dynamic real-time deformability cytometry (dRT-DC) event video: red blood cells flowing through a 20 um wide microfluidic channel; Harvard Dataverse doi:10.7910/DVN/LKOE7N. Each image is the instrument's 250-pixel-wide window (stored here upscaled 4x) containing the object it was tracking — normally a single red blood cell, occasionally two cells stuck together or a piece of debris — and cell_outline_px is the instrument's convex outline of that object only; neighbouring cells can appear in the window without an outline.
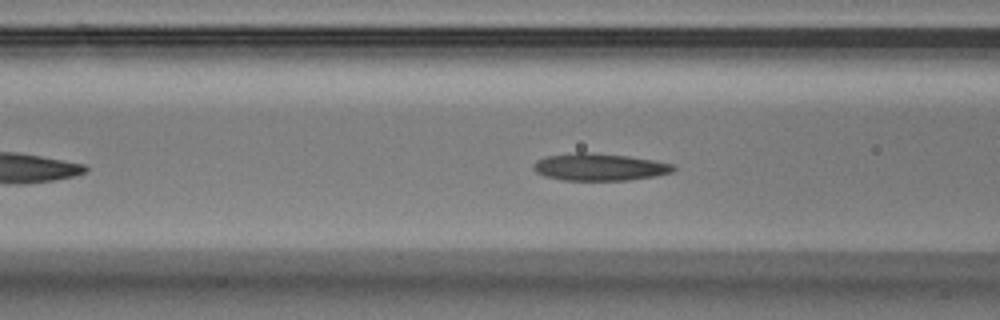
{"species": "Egyptian fruit bat (a non-hibernating species)", "species_latin": "Rousettus aegyptiacus", "temperature_condition": "warm", "stored_images_in_passage": 29, "camera_frame_rate_fps": 3000, "um_per_image_px": 0.085, "animal": {"sex": "male"}, "frame": {"image": 1, "passage_image": 5, "time_ms": 1.333, "image_size_px": [1000, 320], "cell_outline_px": [[676, 168], [672, 172], [656, 176], [628, 180], [560, 180], [544, 176], [536, 172], [532, 168], [532, 164], [536, 160], [544, 156], [576, 152], [592, 152], [628, 156], [676, 164]], "centroid_in_image_um": [50.93, 14.19], "position_along_channel_um": 115.7, "area_um2": 22.48}}
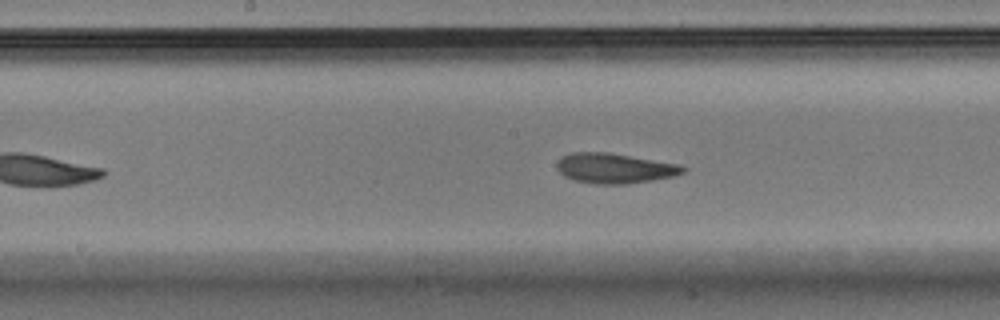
{"frame": {"image": 2, "passage_image": 11, "time_ms": 3.333, "image_size_px": [1000, 320], "cell_outline_px": [[688, 168], [684, 172], [676, 176], [628, 184], [596, 184], [576, 180], [564, 176], [556, 168], [556, 164], [564, 156], [572, 152], [608, 152], [680, 164]], "centroid_in_image_um": [52.29, 14.3], "position_along_channel_um": 195.9, "area_um2": 22.14}}
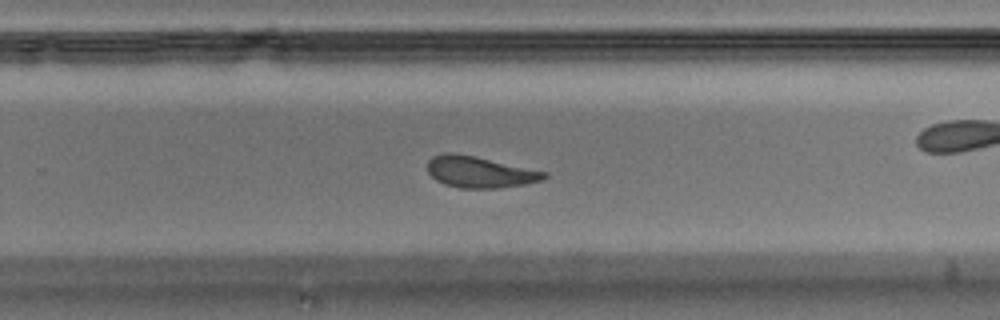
{"frame": {"image": 3, "passage_image": 18, "time_ms": 5.667, "image_size_px": [1000, 320], "cell_outline_px": [[548, 176], [544, 180], [524, 184], [496, 188], [460, 188], [444, 184], [436, 180], [428, 172], [428, 160], [432, 156], [444, 152], [452, 152], [472, 156], [548, 172]], "centroid_in_image_um": [40.76, 14.62], "position_along_channel_um": 289.0, "area_um2": 21.15}, "authors_computed_cell_mechanics": {"area_um2": 21.675, "velocity_mm_per_s": 4.0061, "shape_relaxation_time_tau1_ms": 2.9414, "shape_relaxation_time_tau2_ms": 2.4277, "deformation_change_tau1": 0.1434, "deformation_change_tau2": 0.0948}}